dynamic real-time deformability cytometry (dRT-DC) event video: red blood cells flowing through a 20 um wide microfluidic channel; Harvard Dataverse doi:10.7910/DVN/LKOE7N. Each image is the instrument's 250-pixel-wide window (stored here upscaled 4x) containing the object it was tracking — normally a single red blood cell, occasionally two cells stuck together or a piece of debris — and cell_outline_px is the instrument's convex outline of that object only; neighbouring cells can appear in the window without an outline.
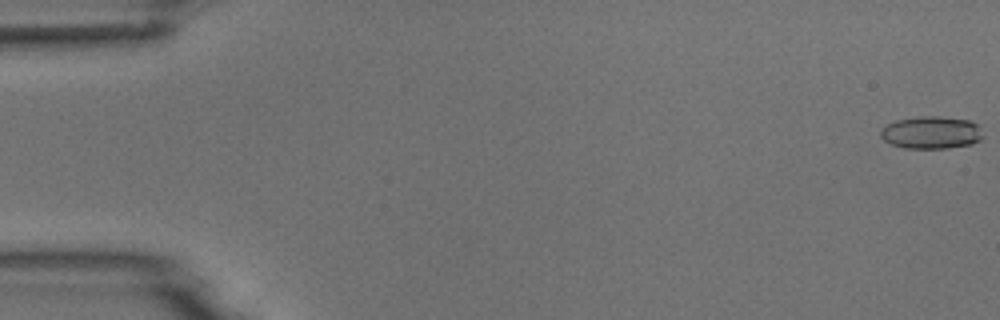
{"species": "common noctule bat (a hibernating species)", "species_latin": "Nyctalus noctula", "temperature_condition": "room temperature", "stored_images_in_passage": 8, "camera_frame_rate_fps": 3000, "um_per_image_px": 0.085, "animal": {"sex": "male", "body_mass_g": 18.8}, "frame": {"image": 1, "passage_image": 1, "time_ms": 0.0, "image_size_px": [1000, 320], "cell_outline_px": [[984, 136], [980, 140], [972, 144], [948, 148], [904, 148], [892, 144], [884, 140], [880, 136], [880, 132], [888, 124], [896, 120], [920, 116], [940, 116], [972, 120], [976, 124]], "centroid_in_image_um": [79.19, 11.26], "position_along_channel_um": 5.8, "area_um2": 19.42}}
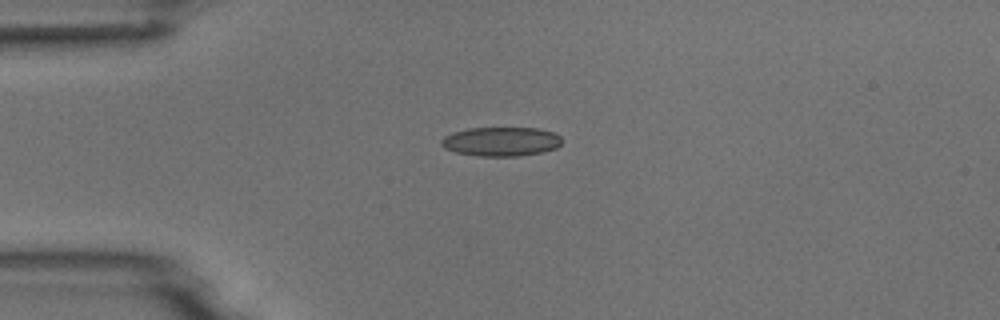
{"frame": {"image": 2, "passage_image": 4, "time_ms": 4.333, "image_size_px": [1000, 320], "cell_outline_px": [[560, 144], [556, 148], [540, 152], [520, 156], [480, 156], [456, 152], [444, 148], [440, 144], [440, 140], [444, 136], [452, 132], [468, 128], [536, 128], [552, 132], [560, 136]], "centroid_in_image_um": [42.54, 12.03], "position_along_channel_um": 42.5, "area_um2": 20.4}}